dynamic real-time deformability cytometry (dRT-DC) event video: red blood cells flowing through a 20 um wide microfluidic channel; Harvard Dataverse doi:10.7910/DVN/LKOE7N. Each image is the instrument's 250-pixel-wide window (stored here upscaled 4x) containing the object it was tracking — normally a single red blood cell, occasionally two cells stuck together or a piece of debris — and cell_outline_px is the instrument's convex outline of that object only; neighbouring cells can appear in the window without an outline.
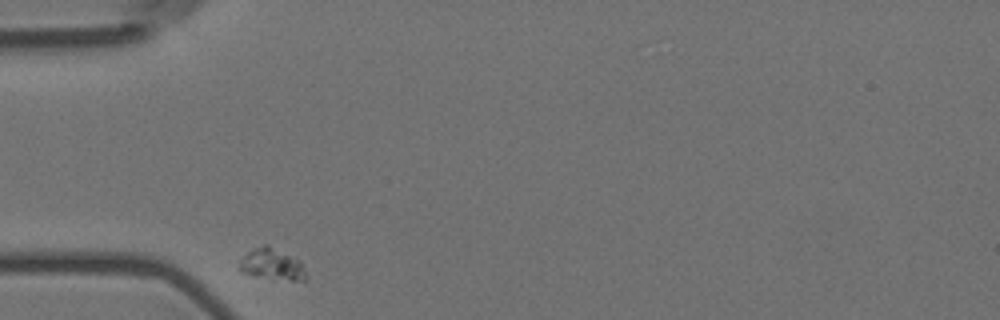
{"species": "Egyptian fruit bat (a non-hibernating species)", "species_latin": "Rousettus aegyptiacus", "temperature_condition": "room temperature", "stored_images_in_passage": 8, "camera_frame_rate_fps": 3000, "um_per_image_px": 0.085, "animal": {"sex": "female"}, "frame": {"image": 1, "passage_image": 1, "time_ms": 0.0, "image_size_px": [1000, 320], "cell_outline_px": [[308, 276], [304, 280], [292, 280], [256, 276], [240, 272], [240, 260], [252, 248], [264, 244], [268, 244], [300, 260]], "centroid_in_image_um": [23.13, 22.44], "position_along_channel_um": 61.9, "area_um2": 12.14}}
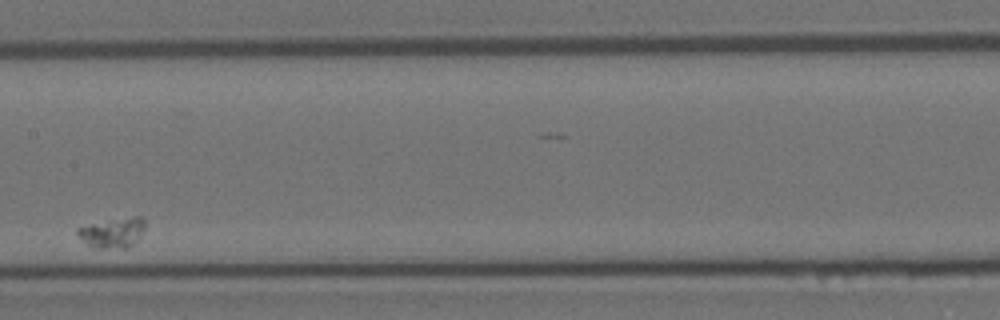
{"frame": {"image": 2, "passage_image": 5, "time_ms": 1.333, "image_size_px": [1000, 320], "cell_outline_px": [[144, 228], [140, 236], [128, 248], [92, 248], [76, 232], [76, 228], [92, 224], [136, 216], [140, 216], [144, 220]], "centroid_in_image_um": [9.58, 19.8], "position_along_channel_um": 197.8, "area_um2": 11.33}}
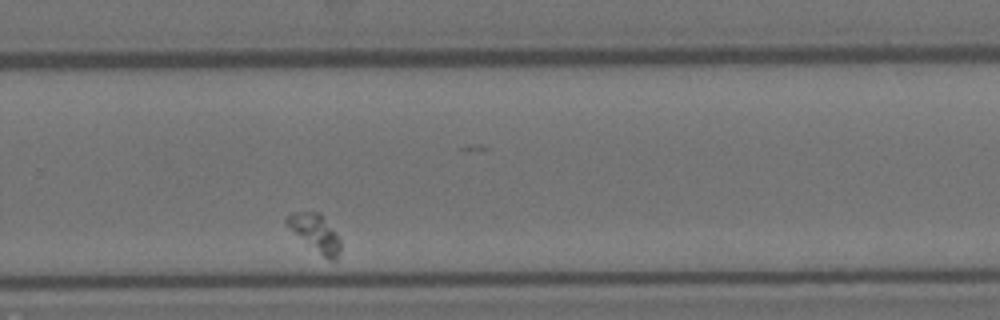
{"frame": {"image": 3, "passage_image": 8, "time_ms": 2.333, "image_size_px": [1000, 320], "cell_outline_px": [[340, 252], [336, 260], [328, 260], [296, 232], [284, 220], [292, 212], [320, 212], [340, 240]], "centroid_in_image_um": [26.85, 19.78], "position_along_channel_um": 302.9, "area_um2": 10.87}}